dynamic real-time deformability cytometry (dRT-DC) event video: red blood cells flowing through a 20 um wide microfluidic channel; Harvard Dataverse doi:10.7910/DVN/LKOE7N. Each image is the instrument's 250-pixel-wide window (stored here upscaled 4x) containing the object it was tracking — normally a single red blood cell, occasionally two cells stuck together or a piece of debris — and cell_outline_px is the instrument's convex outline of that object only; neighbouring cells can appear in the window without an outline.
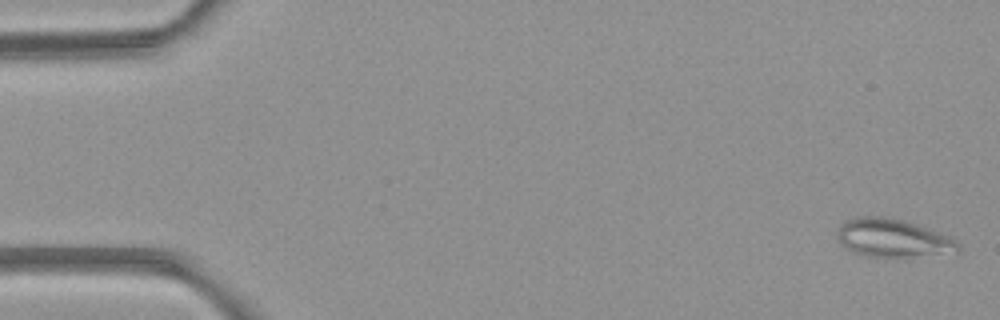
{"species": "common noctule bat (a hibernating species)", "species_latin": "Nyctalus noctula", "temperature_condition": "room temperature", "stored_images_in_passage": 5, "camera_frame_rate_fps": 3000, "um_per_image_px": 0.085, "animal": {"sex": "female", "body_mass_g": 21.9}, "frame": {"image": 1, "passage_image": 1, "time_ms": 0.0, "image_size_px": [1000, 320], "cell_outline_px": [[960, 252], [904, 256], [872, 256], [852, 252], [836, 236], [840, 224], [844, 220], [856, 216], [884, 216], [904, 220], [952, 236], [960, 244]], "centroid_in_image_um": [75.91, 20.2], "position_along_channel_um": 9.1, "area_um2": 26.76}}